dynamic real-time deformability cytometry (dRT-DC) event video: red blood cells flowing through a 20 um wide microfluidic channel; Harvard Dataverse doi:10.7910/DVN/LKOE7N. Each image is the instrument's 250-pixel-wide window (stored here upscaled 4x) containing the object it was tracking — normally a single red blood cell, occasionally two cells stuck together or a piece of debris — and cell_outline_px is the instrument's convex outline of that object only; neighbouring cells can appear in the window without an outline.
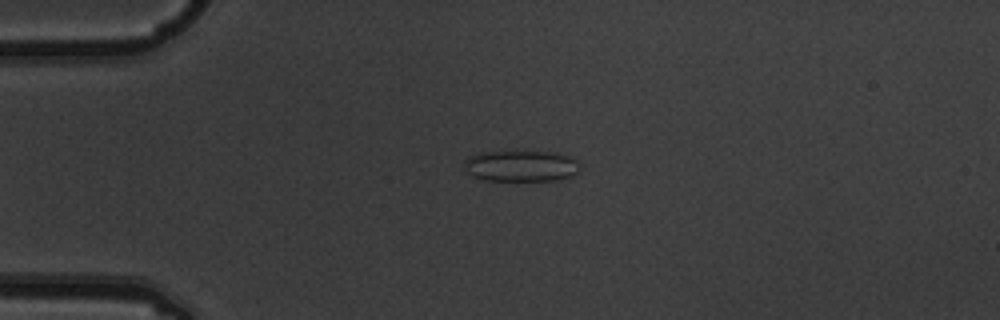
{"species": "common noctule bat (a hibernating species)", "species_latin": "Nyctalus noctula", "temperature_condition": "warm", "stored_images_in_passage": 3, "camera_frame_rate_fps": 3000, "um_per_image_px": 0.085, "animal": {"sex": "male", "body_mass_g": 19.5, "forearm_length_mm": 54.6}, "frame": {"image": 1, "passage_image": 2, "time_ms": 0.333, "image_size_px": [1000, 320], "cell_outline_px": [[580, 168], [572, 176], [556, 180], [484, 180], [472, 176], [464, 168], [464, 160], [468, 156], [476, 152], [516, 148], [556, 152], [572, 156], [580, 164]], "centroid_in_image_um": [44.26, 14.03], "position_along_channel_um": 40.7, "area_um2": 22.31}}